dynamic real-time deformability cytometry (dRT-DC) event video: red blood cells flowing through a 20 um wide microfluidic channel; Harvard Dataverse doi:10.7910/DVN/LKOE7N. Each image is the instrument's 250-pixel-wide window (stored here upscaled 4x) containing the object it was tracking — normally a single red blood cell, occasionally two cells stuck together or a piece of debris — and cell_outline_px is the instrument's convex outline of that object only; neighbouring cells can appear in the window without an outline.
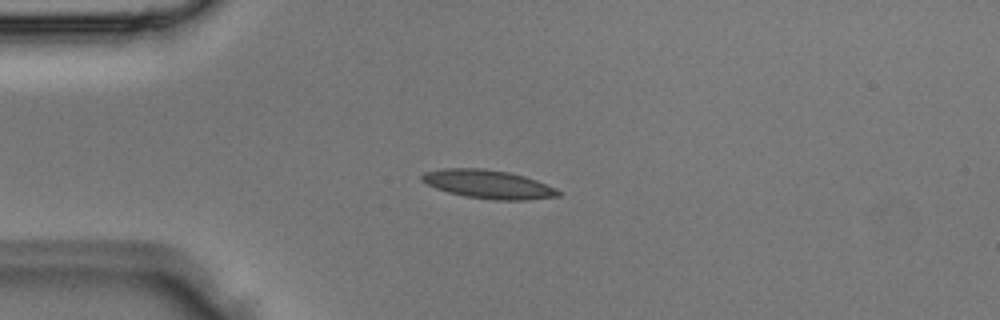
{"species": "Egyptian fruit bat (a non-hibernating species)", "species_latin": "Rousettus aegyptiacus", "temperature_condition": "room temperature", "stored_images_in_passage": 1, "camera_frame_rate_fps": 3000, "um_per_image_px": 0.085, "animal": {"sex": "male"}, "frame": {"image": 1, "passage_image": 1, "time_ms": 0.0, "image_size_px": [1000, 320], "cell_outline_px": [[560, 196], [524, 200], [496, 200], [464, 196], [448, 192], [436, 188], [420, 180], [420, 176], [424, 172], [444, 168], [484, 168], [508, 172], [524, 176], [536, 180], [556, 188], [560, 192]], "centroid_in_image_um": [41.49, 15.65], "position_along_channel_um": 43.5, "area_um2": 22.66}}